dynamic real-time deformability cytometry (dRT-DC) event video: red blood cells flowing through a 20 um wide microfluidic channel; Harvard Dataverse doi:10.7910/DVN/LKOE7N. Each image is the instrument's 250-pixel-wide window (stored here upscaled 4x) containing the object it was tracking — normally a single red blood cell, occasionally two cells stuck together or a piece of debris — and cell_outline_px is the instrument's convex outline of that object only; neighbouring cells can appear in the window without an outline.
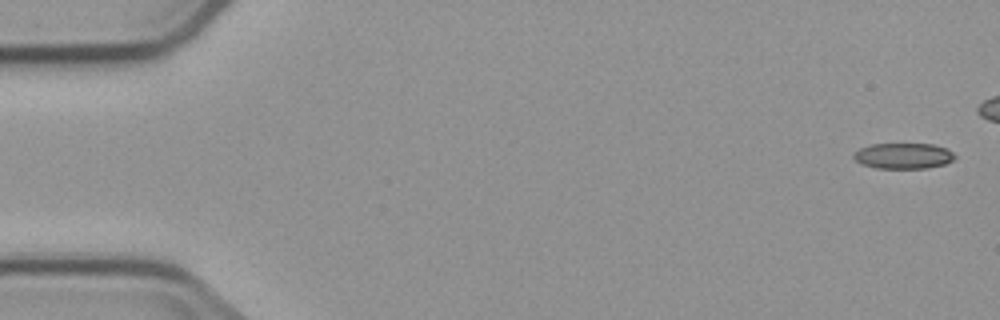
{"species": "common noctule bat (a hibernating species)", "species_latin": "Nyctalus noctula", "temperature_condition": "cold", "stored_images_in_passage": 6, "camera_frame_rate_fps": 3000, "um_per_image_px": 0.085, "animal": {"sex": "male", "body_mass_g": 23.1, "forearm_length_mm": 52.7}, "frame": {"image": 1, "passage_image": 1, "time_ms": 0.0, "image_size_px": [1000, 320], "cell_outline_px": [[956, 156], [952, 160], [944, 164], [928, 168], [876, 168], [860, 164], [852, 156], [860, 148], [872, 144], [932, 144], [948, 148]], "centroid_in_image_um": [76.79, 13.25], "position_along_channel_um": 8.2, "area_um2": 15.14}}
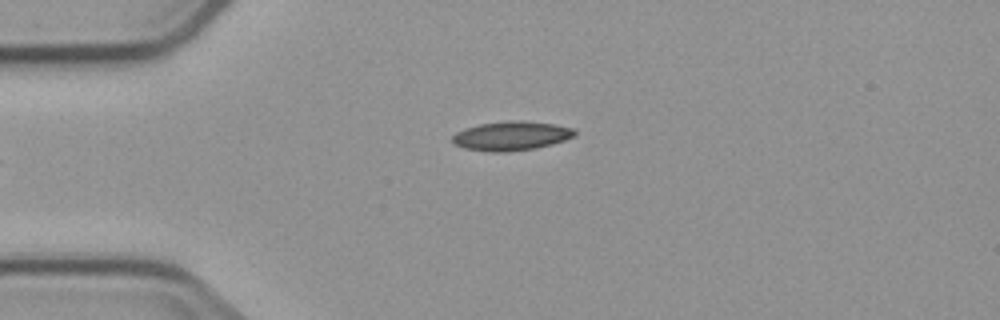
{"frame": {"image": 2, "passage_image": 6, "time_ms": 6.0, "image_size_px": [1000, 320], "cell_outline_px": [[576, 136], [552, 144], [536, 148], [504, 152], [492, 152], [464, 148], [452, 144], [452, 136], [456, 132], [464, 128], [480, 124], [552, 124], [572, 128], [576, 132]], "centroid_in_image_um": [43.4, 11.62], "position_along_channel_um": 41.6, "area_um2": 19.59}}